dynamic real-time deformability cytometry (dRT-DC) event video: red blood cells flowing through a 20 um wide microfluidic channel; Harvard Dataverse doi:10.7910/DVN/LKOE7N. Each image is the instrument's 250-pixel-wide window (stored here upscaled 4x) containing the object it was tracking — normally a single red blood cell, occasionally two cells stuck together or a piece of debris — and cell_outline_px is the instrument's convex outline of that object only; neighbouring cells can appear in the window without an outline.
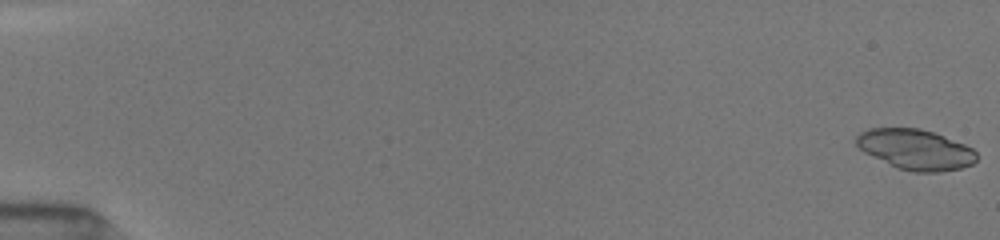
{"species": "common noctule bat (a hibernating species)", "species_latin": "Nyctalus noctula", "temperature_condition": "room temperature", "stored_images_in_passage": 52, "camera_frame_rate_fps": 3000, "um_per_image_px": 0.085, "animal": {"sex": "female", "body_mass_g": 19.5, "forearm_length_mm": 54.1}, "frame": {"image": 1, "passage_image": 1, "time_ms": 0.0, "image_size_px": [1000, 240], "cell_outline_px": [[976, 160], [972, 164], [960, 168], [940, 172], [912, 172], [896, 168], [864, 152], [856, 144], [856, 136], [860, 132], [868, 128], [920, 128], [944, 136], [964, 144], [972, 148], [976, 152]], "centroid_in_image_um": [77.8, 12.71], "position_along_channel_um": 7.2, "area_um2": 28.26}}
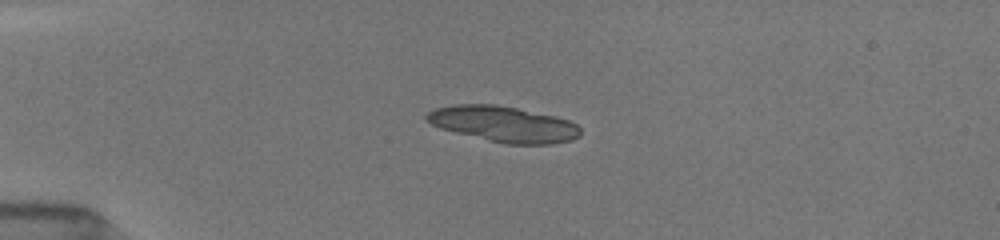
{"frame": {"image": 2, "passage_image": 14, "time_ms": 4.333, "image_size_px": [1000, 240], "cell_outline_px": [[580, 136], [572, 140], [552, 144], [504, 144], [440, 128], [424, 120], [424, 116], [428, 112], [436, 108], [452, 104], [496, 104], [556, 116], [568, 120], [576, 124], [580, 128]], "centroid_in_image_um": [42.79, 10.54], "position_along_channel_um": 42.2, "area_um2": 32.08}, "authors_computed_cell_mechanics": {"area_um2": 23.0333, "velocity_mm_per_s": 4.0144, "shape_relaxation_time_tau1_ms": 4.4562, "shape_relaxation_time_tau2_ms": 1.519, "deformation_change_tau1": 0.097, "deformation_change_tau2": 0.0523}}